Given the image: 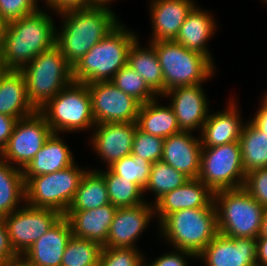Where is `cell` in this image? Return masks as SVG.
<instances>
[{
	"label": "cell",
	"mask_w": 267,
	"mask_h": 266,
	"mask_svg": "<svg viewBox=\"0 0 267 266\" xmlns=\"http://www.w3.org/2000/svg\"><path fill=\"white\" fill-rule=\"evenodd\" d=\"M24 205L2 219L9 243L17 256L25 254L62 216L52 209Z\"/></svg>",
	"instance_id": "obj_11"
},
{
	"label": "cell",
	"mask_w": 267,
	"mask_h": 266,
	"mask_svg": "<svg viewBox=\"0 0 267 266\" xmlns=\"http://www.w3.org/2000/svg\"><path fill=\"white\" fill-rule=\"evenodd\" d=\"M165 241L196 256L218 234L215 207L184 209L167 215L159 224Z\"/></svg>",
	"instance_id": "obj_4"
},
{
	"label": "cell",
	"mask_w": 267,
	"mask_h": 266,
	"mask_svg": "<svg viewBox=\"0 0 267 266\" xmlns=\"http://www.w3.org/2000/svg\"><path fill=\"white\" fill-rule=\"evenodd\" d=\"M153 217L154 205L149 202L134 207L117 208L103 247L137 249L135 243L146 227H149Z\"/></svg>",
	"instance_id": "obj_15"
},
{
	"label": "cell",
	"mask_w": 267,
	"mask_h": 266,
	"mask_svg": "<svg viewBox=\"0 0 267 266\" xmlns=\"http://www.w3.org/2000/svg\"><path fill=\"white\" fill-rule=\"evenodd\" d=\"M256 246L257 266H267V237H257Z\"/></svg>",
	"instance_id": "obj_46"
},
{
	"label": "cell",
	"mask_w": 267,
	"mask_h": 266,
	"mask_svg": "<svg viewBox=\"0 0 267 266\" xmlns=\"http://www.w3.org/2000/svg\"><path fill=\"white\" fill-rule=\"evenodd\" d=\"M258 237H267V208L264 211Z\"/></svg>",
	"instance_id": "obj_48"
},
{
	"label": "cell",
	"mask_w": 267,
	"mask_h": 266,
	"mask_svg": "<svg viewBox=\"0 0 267 266\" xmlns=\"http://www.w3.org/2000/svg\"><path fill=\"white\" fill-rule=\"evenodd\" d=\"M72 235L70 223L62 215L22 257L33 266H61L62 255Z\"/></svg>",
	"instance_id": "obj_22"
},
{
	"label": "cell",
	"mask_w": 267,
	"mask_h": 266,
	"mask_svg": "<svg viewBox=\"0 0 267 266\" xmlns=\"http://www.w3.org/2000/svg\"><path fill=\"white\" fill-rule=\"evenodd\" d=\"M261 106L250 121L263 133H267V104L261 100Z\"/></svg>",
	"instance_id": "obj_45"
},
{
	"label": "cell",
	"mask_w": 267,
	"mask_h": 266,
	"mask_svg": "<svg viewBox=\"0 0 267 266\" xmlns=\"http://www.w3.org/2000/svg\"><path fill=\"white\" fill-rule=\"evenodd\" d=\"M163 143V138L145 133L136 127L131 154L153 164L162 159Z\"/></svg>",
	"instance_id": "obj_37"
},
{
	"label": "cell",
	"mask_w": 267,
	"mask_h": 266,
	"mask_svg": "<svg viewBox=\"0 0 267 266\" xmlns=\"http://www.w3.org/2000/svg\"><path fill=\"white\" fill-rule=\"evenodd\" d=\"M155 98L150 102L140 105L137 127L145 133L152 134L163 139L180 133L176 116L170 105H161Z\"/></svg>",
	"instance_id": "obj_27"
},
{
	"label": "cell",
	"mask_w": 267,
	"mask_h": 266,
	"mask_svg": "<svg viewBox=\"0 0 267 266\" xmlns=\"http://www.w3.org/2000/svg\"><path fill=\"white\" fill-rule=\"evenodd\" d=\"M137 38L134 31L120 22L73 67L74 81L85 84L111 81L127 64L128 50Z\"/></svg>",
	"instance_id": "obj_3"
},
{
	"label": "cell",
	"mask_w": 267,
	"mask_h": 266,
	"mask_svg": "<svg viewBox=\"0 0 267 266\" xmlns=\"http://www.w3.org/2000/svg\"><path fill=\"white\" fill-rule=\"evenodd\" d=\"M262 101L267 104V92H265L264 96H262Z\"/></svg>",
	"instance_id": "obj_52"
},
{
	"label": "cell",
	"mask_w": 267,
	"mask_h": 266,
	"mask_svg": "<svg viewBox=\"0 0 267 266\" xmlns=\"http://www.w3.org/2000/svg\"><path fill=\"white\" fill-rule=\"evenodd\" d=\"M107 204L110 201L103 176L95 169H88L68 210L96 209Z\"/></svg>",
	"instance_id": "obj_31"
},
{
	"label": "cell",
	"mask_w": 267,
	"mask_h": 266,
	"mask_svg": "<svg viewBox=\"0 0 267 266\" xmlns=\"http://www.w3.org/2000/svg\"><path fill=\"white\" fill-rule=\"evenodd\" d=\"M139 266H151V265L149 263L147 264V262L144 259L143 262Z\"/></svg>",
	"instance_id": "obj_53"
},
{
	"label": "cell",
	"mask_w": 267,
	"mask_h": 266,
	"mask_svg": "<svg viewBox=\"0 0 267 266\" xmlns=\"http://www.w3.org/2000/svg\"><path fill=\"white\" fill-rule=\"evenodd\" d=\"M218 233L229 238H257L265 207L243 187L214 193Z\"/></svg>",
	"instance_id": "obj_7"
},
{
	"label": "cell",
	"mask_w": 267,
	"mask_h": 266,
	"mask_svg": "<svg viewBox=\"0 0 267 266\" xmlns=\"http://www.w3.org/2000/svg\"><path fill=\"white\" fill-rule=\"evenodd\" d=\"M136 127L127 122L95 124L90 144L107 168L132 153Z\"/></svg>",
	"instance_id": "obj_17"
},
{
	"label": "cell",
	"mask_w": 267,
	"mask_h": 266,
	"mask_svg": "<svg viewBox=\"0 0 267 266\" xmlns=\"http://www.w3.org/2000/svg\"><path fill=\"white\" fill-rule=\"evenodd\" d=\"M39 112L53 133L93 130L91 96L88 86L73 81L53 97Z\"/></svg>",
	"instance_id": "obj_8"
},
{
	"label": "cell",
	"mask_w": 267,
	"mask_h": 266,
	"mask_svg": "<svg viewBox=\"0 0 267 266\" xmlns=\"http://www.w3.org/2000/svg\"><path fill=\"white\" fill-rule=\"evenodd\" d=\"M17 121L16 118L0 114V152L6 146Z\"/></svg>",
	"instance_id": "obj_44"
},
{
	"label": "cell",
	"mask_w": 267,
	"mask_h": 266,
	"mask_svg": "<svg viewBox=\"0 0 267 266\" xmlns=\"http://www.w3.org/2000/svg\"><path fill=\"white\" fill-rule=\"evenodd\" d=\"M215 17L208 10L201 9L197 4L188 13L174 41L189 50L199 52L207 56L213 63L211 52L207 48V42L216 32Z\"/></svg>",
	"instance_id": "obj_25"
},
{
	"label": "cell",
	"mask_w": 267,
	"mask_h": 266,
	"mask_svg": "<svg viewBox=\"0 0 267 266\" xmlns=\"http://www.w3.org/2000/svg\"><path fill=\"white\" fill-rule=\"evenodd\" d=\"M149 3L152 22L149 42L175 40L188 13L196 5L193 0H151Z\"/></svg>",
	"instance_id": "obj_21"
},
{
	"label": "cell",
	"mask_w": 267,
	"mask_h": 266,
	"mask_svg": "<svg viewBox=\"0 0 267 266\" xmlns=\"http://www.w3.org/2000/svg\"><path fill=\"white\" fill-rule=\"evenodd\" d=\"M17 257L9 243L6 225L4 221L0 219V266Z\"/></svg>",
	"instance_id": "obj_43"
},
{
	"label": "cell",
	"mask_w": 267,
	"mask_h": 266,
	"mask_svg": "<svg viewBox=\"0 0 267 266\" xmlns=\"http://www.w3.org/2000/svg\"><path fill=\"white\" fill-rule=\"evenodd\" d=\"M116 209L110 203L96 209L68 210L64 216L70 223L73 236L95 241L103 246Z\"/></svg>",
	"instance_id": "obj_23"
},
{
	"label": "cell",
	"mask_w": 267,
	"mask_h": 266,
	"mask_svg": "<svg viewBox=\"0 0 267 266\" xmlns=\"http://www.w3.org/2000/svg\"><path fill=\"white\" fill-rule=\"evenodd\" d=\"M57 28L50 13L41 7L31 15L8 22L0 49L4 70L20 71L56 45Z\"/></svg>",
	"instance_id": "obj_1"
},
{
	"label": "cell",
	"mask_w": 267,
	"mask_h": 266,
	"mask_svg": "<svg viewBox=\"0 0 267 266\" xmlns=\"http://www.w3.org/2000/svg\"><path fill=\"white\" fill-rule=\"evenodd\" d=\"M139 44V38H137L129 48L127 64L160 98L164 94V80L155 47L151 43H148V48Z\"/></svg>",
	"instance_id": "obj_28"
},
{
	"label": "cell",
	"mask_w": 267,
	"mask_h": 266,
	"mask_svg": "<svg viewBox=\"0 0 267 266\" xmlns=\"http://www.w3.org/2000/svg\"><path fill=\"white\" fill-rule=\"evenodd\" d=\"M58 133H52L35 157L22 169L24 182L31 177L63 170L76 161L73 152Z\"/></svg>",
	"instance_id": "obj_24"
},
{
	"label": "cell",
	"mask_w": 267,
	"mask_h": 266,
	"mask_svg": "<svg viewBox=\"0 0 267 266\" xmlns=\"http://www.w3.org/2000/svg\"><path fill=\"white\" fill-rule=\"evenodd\" d=\"M245 177L239 142L202 148L198 179L214 193L243 187Z\"/></svg>",
	"instance_id": "obj_10"
},
{
	"label": "cell",
	"mask_w": 267,
	"mask_h": 266,
	"mask_svg": "<svg viewBox=\"0 0 267 266\" xmlns=\"http://www.w3.org/2000/svg\"><path fill=\"white\" fill-rule=\"evenodd\" d=\"M7 22L0 16V49L3 44V39L5 37Z\"/></svg>",
	"instance_id": "obj_49"
},
{
	"label": "cell",
	"mask_w": 267,
	"mask_h": 266,
	"mask_svg": "<svg viewBox=\"0 0 267 266\" xmlns=\"http://www.w3.org/2000/svg\"><path fill=\"white\" fill-rule=\"evenodd\" d=\"M243 188L263 207L267 208V167L246 174Z\"/></svg>",
	"instance_id": "obj_40"
},
{
	"label": "cell",
	"mask_w": 267,
	"mask_h": 266,
	"mask_svg": "<svg viewBox=\"0 0 267 266\" xmlns=\"http://www.w3.org/2000/svg\"><path fill=\"white\" fill-rule=\"evenodd\" d=\"M38 0H0V16L8 23L39 10Z\"/></svg>",
	"instance_id": "obj_39"
},
{
	"label": "cell",
	"mask_w": 267,
	"mask_h": 266,
	"mask_svg": "<svg viewBox=\"0 0 267 266\" xmlns=\"http://www.w3.org/2000/svg\"><path fill=\"white\" fill-rule=\"evenodd\" d=\"M107 171L98 169L97 171L103 176L108 192V198L116 208L134 207L140 205L144 199L143 190L133 182L123 179L112 173L108 168Z\"/></svg>",
	"instance_id": "obj_32"
},
{
	"label": "cell",
	"mask_w": 267,
	"mask_h": 266,
	"mask_svg": "<svg viewBox=\"0 0 267 266\" xmlns=\"http://www.w3.org/2000/svg\"><path fill=\"white\" fill-rule=\"evenodd\" d=\"M2 266H33L29 264L22 256H18L16 259L7 261Z\"/></svg>",
	"instance_id": "obj_47"
},
{
	"label": "cell",
	"mask_w": 267,
	"mask_h": 266,
	"mask_svg": "<svg viewBox=\"0 0 267 266\" xmlns=\"http://www.w3.org/2000/svg\"><path fill=\"white\" fill-rule=\"evenodd\" d=\"M4 68H3V63H2V58L0 56V75L4 72Z\"/></svg>",
	"instance_id": "obj_51"
},
{
	"label": "cell",
	"mask_w": 267,
	"mask_h": 266,
	"mask_svg": "<svg viewBox=\"0 0 267 266\" xmlns=\"http://www.w3.org/2000/svg\"><path fill=\"white\" fill-rule=\"evenodd\" d=\"M190 178L162 160L152 164L148 183L143 193L150 191L156 197L153 204L164 194L184 185Z\"/></svg>",
	"instance_id": "obj_33"
},
{
	"label": "cell",
	"mask_w": 267,
	"mask_h": 266,
	"mask_svg": "<svg viewBox=\"0 0 267 266\" xmlns=\"http://www.w3.org/2000/svg\"><path fill=\"white\" fill-rule=\"evenodd\" d=\"M256 238H229L218 233L197 255L205 266H257Z\"/></svg>",
	"instance_id": "obj_16"
},
{
	"label": "cell",
	"mask_w": 267,
	"mask_h": 266,
	"mask_svg": "<svg viewBox=\"0 0 267 266\" xmlns=\"http://www.w3.org/2000/svg\"><path fill=\"white\" fill-rule=\"evenodd\" d=\"M175 250L171 252L163 253V255L157 257L153 262L149 263L151 266H188L187 259L197 258L195 254L184 250ZM187 257V258H186Z\"/></svg>",
	"instance_id": "obj_41"
},
{
	"label": "cell",
	"mask_w": 267,
	"mask_h": 266,
	"mask_svg": "<svg viewBox=\"0 0 267 266\" xmlns=\"http://www.w3.org/2000/svg\"><path fill=\"white\" fill-rule=\"evenodd\" d=\"M22 202L25 203L22 169L0 158V219L21 208Z\"/></svg>",
	"instance_id": "obj_29"
},
{
	"label": "cell",
	"mask_w": 267,
	"mask_h": 266,
	"mask_svg": "<svg viewBox=\"0 0 267 266\" xmlns=\"http://www.w3.org/2000/svg\"><path fill=\"white\" fill-rule=\"evenodd\" d=\"M161 97L170 98L171 106L180 131L198 132L202 130L209 113L208 97L201 84L175 87Z\"/></svg>",
	"instance_id": "obj_14"
},
{
	"label": "cell",
	"mask_w": 267,
	"mask_h": 266,
	"mask_svg": "<svg viewBox=\"0 0 267 266\" xmlns=\"http://www.w3.org/2000/svg\"><path fill=\"white\" fill-rule=\"evenodd\" d=\"M20 71L25 78L28 99L37 111L74 81L73 67L57 45L41 52Z\"/></svg>",
	"instance_id": "obj_5"
},
{
	"label": "cell",
	"mask_w": 267,
	"mask_h": 266,
	"mask_svg": "<svg viewBox=\"0 0 267 266\" xmlns=\"http://www.w3.org/2000/svg\"><path fill=\"white\" fill-rule=\"evenodd\" d=\"M91 96L92 114L99 123H136L141 103L124 93L111 81L87 84Z\"/></svg>",
	"instance_id": "obj_13"
},
{
	"label": "cell",
	"mask_w": 267,
	"mask_h": 266,
	"mask_svg": "<svg viewBox=\"0 0 267 266\" xmlns=\"http://www.w3.org/2000/svg\"><path fill=\"white\" fill-rule=\"evenodd\" d=\"M151 167L150 162L130 154L113 163L108 169L123 179L136 183L143 190L148 183Z\"/></svg>",
	"instance_id": "obj_36"
},
{
	"label": "cell",
	"mask_w": 267,
	"mask_h": 266,
	"mask_svg": "<svg viewBox=\"0 0 267 266\" xmlns=\"http://www.w3.org/2000/svg\"><path fill=\"white\" fill-rule=\"evenodd\" d=\"M102 248L95 241L72 235L62 255L61 266H99Z\"/></svg>",
	"instance_id": "obj_34"
},
{
	"label": "cell",
	"mask_w": 267,
	"mask_h": 266,
	"mask_svg": "<svg viewBox=\"0 0 267 266\" xmlns=\"http://www.w3.org/2000/svg\"><path fill=\"white\" fill-rule=\"evenodd\" d=\"M150 43L155 47L162 69L164 93L175 87L203 85L213 77L215 65L207 56L189 50L174 40Z\"/></svg>",
	"instance_id": "obj_6"
},
{
	"label": "cell",
	"mask_w": 267,
	"mask_h": 266,
	"mask_svg": "<svg viewBox=\"0 0 267 266\" xmlns=\"http://www.w3.org/2000/svg\"><path fill=\"white\" fill-rule=\"evenodd\" d=\"M58 15L63 23L60 31H56V45L72 67L121 22L106 7L93 6Z\"/></svg>",
	"instance_id": "obj_2"
},
{
	"label": "cell",
	"mask_w": 267,
	"mask_h": 266,
	"mask_svg": "<svg viewBox=\"0 0 267 266\" xmlns=\"http://www.w3.org/2000/svg\"><path fill=\"white\" fill-rule=\"evenodd\" d=\"M233 100L234 98L228 100V105L223 111H214L207 117L200 134H198L202 148L239 142L245 122L241 119L237 101Z\"/></svg>",
	"instance_id": "obj_20"
},
{
	"label": "cell",
	"mask_w": 267,
	"mask_h": 266,
	"mask_svg": "<svg viewBox=\"0 0 267 266\" xmlns=\"http://www.w3.org/2000/svg\"><path fill=\"white\" fill-rule=\"evenodd\" d=\"M52 133L45 117L39 111L19 119L6 146L0 152V158L23 169Z\"/></svg>",
	"instance_id": "obj_12"
},
{
	"label": "cell",
	"mask_w": 267,
	"mask_h": 266,
	"mask_svg": "<svg viewBox=\"0 0 267 266\" xmlns=\"http://www.w3.org/2000/svg\"><path fill=\"white\" fill-rule=\"evenodd\" d=\"M112 1H114V0H91L92 6L106 7V8H111L109 6H110Z\"/></svg>",
	"instance_id": "obj_50"
},
{
	"label": "cell",
	"mask_w": 267,
	"mask_h": 266,
	"mask_svg": "<svg viewBox=\"0 0 267 266\" xmlns=\"http://www.w3.org/2000/svg\"><path fill=\"white\" fill-rule=\"evenodd\" d=\"M111 82L124 93L133 96L141 104L150 102L159 96L147 85L145 80L128 64L123 66Z\"/></svg>",
	"instance_id": "obj_35"
},
{
	"label": "cell",
	"mask_w": 267,
	"mask_h": 266,
	"mask_svg": "<svg viewBox=\"0 0 267 266\" xmlns=\"http://www.w3.org/2000/svg\"><path fill=\"white\" fill-rule=\"evenodd\" d=\"M144 259L139 249L103 247L99 266H139Z\"/></svg>",
	"instance_id": "obj_38"
},
{
	"label": "cell",
	"mask_w": 267,
	"mask_h": 266,
	"mask_svg": "<svg viewBox=\"0 0 267 266\" xmlns=\"http://www.w3.org/2000/svg\"><path fill=\"white\" fill-rule=\"evenodd\" d=\"M37 112L28 99L25 78L21 71L5 70L0 75V114L17 120Z\"/></svg>",
	"instance_id": "obj_26"
},
{
	"label": "cell",
	"mask_w": 267,
	"mask_h": 266,
	"mask_svg": "<svg viewBox=\"0 0 267 266\" xmlns=\"http://www.w3.org/2000/svg\"><path fill=\"white\" fill-rule=\"evenodd\" d=\"M153 205L160 223L175 211L215 207L214 192L200 179H190L184 185L164 194Z\"/></svg>",
	"instance_id": "obj_18"
},
{
	"label": "cell",
	"mask_w": 267,
	"mask_h": 266,
	"mask_svg": "<svg viewBox=\"0 0 267 266\" xmlns=\"http://www.w3.org/2000/svg\"><path fill=\"white\" fill-rule=\"evenodd\" d=\"M181 131L164 139L162 161L190 179H197L200 171L202 145L200 135Z\"/></svg>",
	"instance_id": "obj_19"
},
{
	"label": "cell",
	"mask_w": 267,
	"mask_h": 266,
	"mask_svg": "<svg viewBox=\"0 0 267 266\" xmlns=\"http://www.w3.org/2000/svg\"><path fill=\"white\" fill-rule=\"evenodd\" d=\"M244 172L267 167V133L261 132L251 121H245L239 139Z\"/></svg>",
	"instance_id": "obj_30"
},
{
	"label": "cell",
	"mask_w": 267,
	"mask_h": 266,
	"mask_svg": "<svg viewBox=\"0 0 267 266\" xmlns=\"http://www.w3.org/2000/svg\"><path fill=\"white\" fill-rule=\"evenodd\" d=\"M86 171L74 163L63 170L31 177L25 183V203L65 215Z\"/></svg>",
	"instance_id": "obj_9"
},
{
	"label": "cell",
	"mask_w": 267,
	"mask_h": 266,
	"mask_svg": "<svg viewBox=\"0 0 267 266\" xmlns=\"http://www.w3.org/2000/svg\"><path fill=\"white\" fill-rule=\"evenodd\" d=\"M44 4L47 5L48 10H53L55 14H59L65 11L86 9L92 6L91 0H44Z\"/></svg>",
	"instance_id": "obj_42"
}]
</instances>
